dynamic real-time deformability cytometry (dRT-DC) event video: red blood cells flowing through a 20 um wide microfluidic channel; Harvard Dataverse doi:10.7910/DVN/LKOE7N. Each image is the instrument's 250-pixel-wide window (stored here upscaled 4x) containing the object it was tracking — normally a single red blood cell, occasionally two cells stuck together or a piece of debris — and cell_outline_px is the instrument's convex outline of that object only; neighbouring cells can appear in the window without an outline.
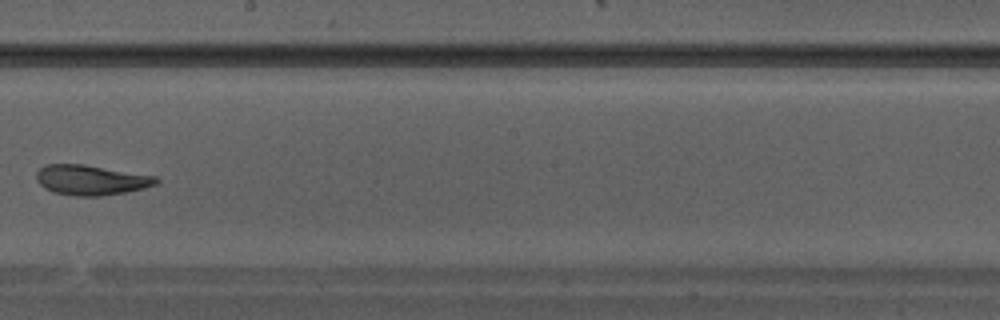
{"species": "Egyptian fruit bat (a non-hibernating species)", "species_latin": "Rousettus aegyptiacus", "temperature_condition": "warm", "stored_images_in_passage": 28, "camera_frame_rate_fps": 3000, "um_per_image_px": 0.085, "animal": {"sex": "male"}, "frame": {"image": 1, "passage_image": 13, "time_ms": 4.0, "image_size_px": [1000, 320], "cell_outline_px": [[160, 180], [156, 184], [144, 188], [124, 192], [100, 196], [76, 196], [52, 192], [44, 188], [36, 180], [36, 172], [44, 164], [84, 164], [156, 176]], "centroid_in_image_um": [7.71, 15.29], "position_along_channel_um": 240.5, "area_um2": 21.04}}